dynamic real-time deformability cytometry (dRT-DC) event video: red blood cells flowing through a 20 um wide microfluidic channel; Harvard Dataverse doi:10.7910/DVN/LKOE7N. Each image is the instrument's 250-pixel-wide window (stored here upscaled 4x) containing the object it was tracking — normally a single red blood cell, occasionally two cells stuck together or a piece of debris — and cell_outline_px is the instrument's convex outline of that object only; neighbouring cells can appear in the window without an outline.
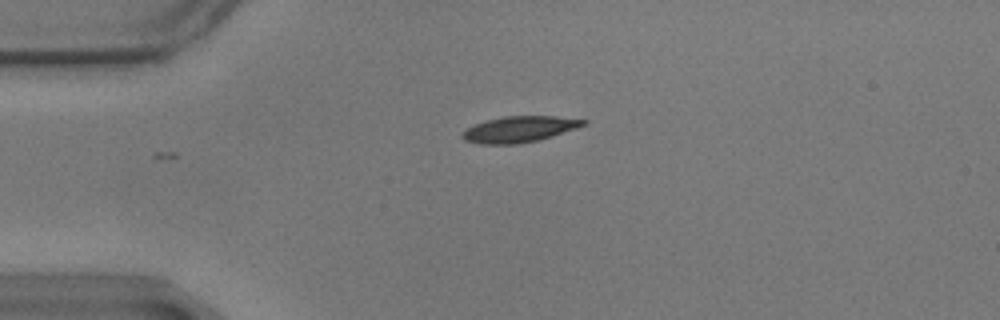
{"species": "common noctule bat (a hibernating species)", "species_latin": "Nyctalus noctula", "temperature_condition": "warm", "stored_images_in_passage": 40, "camera_frame_rate_fps": 3000, "um_per_image_px": 0.085, "animal": {"sex": "male", "body_mass_g": 17.9}, "frame": {"image": 1, "passage_image": 1, "time_ms": 0.0, "image_size_px": [1000, 320], "cell_outline_px": [[588, 124], [552, 136], [536, 140], [516, 144], [480, 144], [464, 140], [460, 136], [460, 132], [476, 124], [488, 120], [504, 116], [556, 116], [588, 120]], "centroid_in_image_um": [44.14, 10.98], "position_along_channel_um": 40.9, "area_um2": 18.26}}
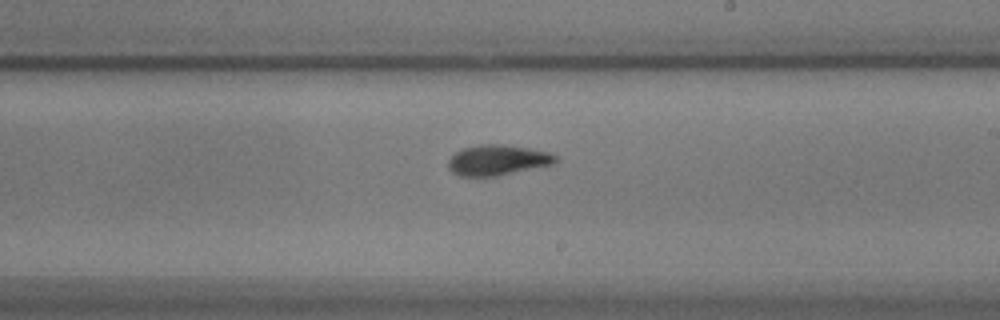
{"frame": {"image": 2, "passage_image": 21, "time_ms": 6.667, "image_size_px": [1000, 320], "cell_outline_px": [[560, 160], [556, 164], [496, 176], [460, 176], [452, 172], [448, 168], [448, 160], [456, 152], [464, 148], [480, 144], [504, 144], [528, 148], [548, 152], [556, 156]], "centroid_in_image_um": [42.32, 13.61], "position_along_channel_um": 246.7, "area_um2": 19.13}}
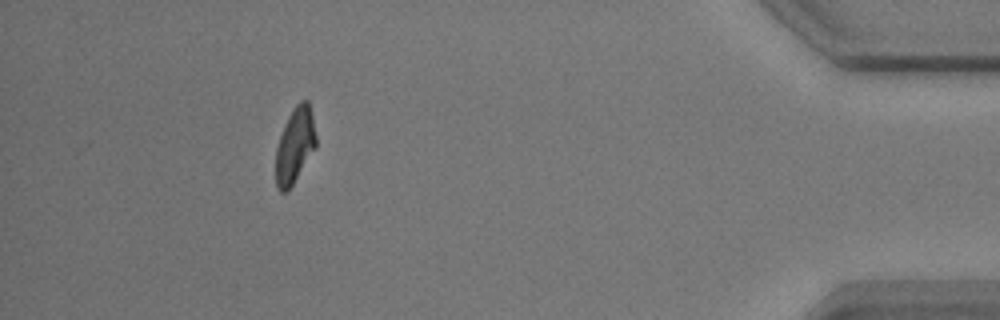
{"frame": {"image": 3, "passage_image": 40, "time_ms": 13.0, "image_size_px": [1000, 320], "cell_outline_px": [[316, 148], [288, 192], [280, 192], [276, 184], [276, 148], [280, 136], [288, 116], [296, 104], [300, 100], [308, 100], [312, 116], [316, 136]], "centroid_in_image_um": [25.07, 12.38], "position_along_channel_um": 410.1, "area_um2": 17.69}, "authors_computed_cell_mechanics": {"area_um2": 18.6116, "velocity_mm_per_s": 3.4691, "shape_relaxation_time_tau1_ms": 3.3275, "shape_relaxation_time_tau2_ms": 2.4058, "deformation_change_tau1": 0.1549, "deformation_change_tau2": 0.0738}}